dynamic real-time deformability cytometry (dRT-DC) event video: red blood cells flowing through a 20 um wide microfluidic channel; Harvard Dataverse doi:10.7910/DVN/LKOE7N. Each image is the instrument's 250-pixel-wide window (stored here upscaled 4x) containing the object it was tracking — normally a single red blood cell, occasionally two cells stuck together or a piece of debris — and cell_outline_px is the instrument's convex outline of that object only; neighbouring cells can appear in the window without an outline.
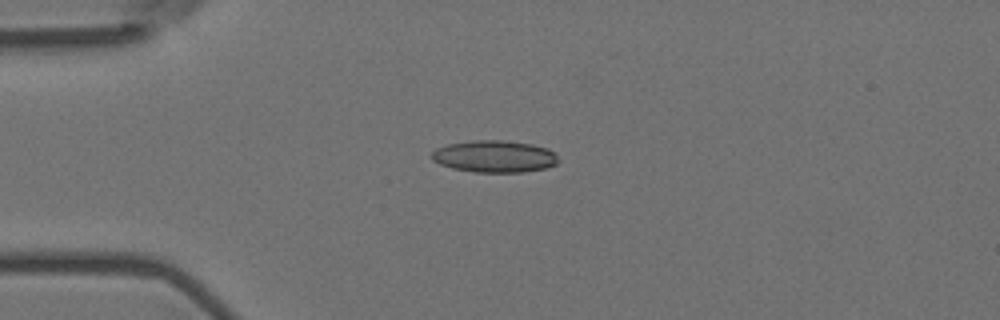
{"species": "Egyptian fruit bat (a non-hibernating species)", "species_latin": "Rousettus aegyptiacus", "temperature_condition": "room temperature", "stored_images_in_passage": 5, "camera_frame_rate_fps": 3000, "um_per_image_px": 0.085, "animal": {"sex": "female"}, "frame": {"image": 1, "passage_image": 4, "time_ms": 1.0, "image_size_px": [1000, 320], "cell_outline_px": [[560, 160], [556, 164], [548, 168], [524, 172], [476, 172], [452, 168], [440, 164], [432, 160], [432, 152], [436, 148], [448, 144], [472, 140], [504, 140], [532, 144], [548, 148]], "centroid_in_image_um": [42.04, 13.29], "position_along_channel_um": 43.0, "area_um2": 23.7}}